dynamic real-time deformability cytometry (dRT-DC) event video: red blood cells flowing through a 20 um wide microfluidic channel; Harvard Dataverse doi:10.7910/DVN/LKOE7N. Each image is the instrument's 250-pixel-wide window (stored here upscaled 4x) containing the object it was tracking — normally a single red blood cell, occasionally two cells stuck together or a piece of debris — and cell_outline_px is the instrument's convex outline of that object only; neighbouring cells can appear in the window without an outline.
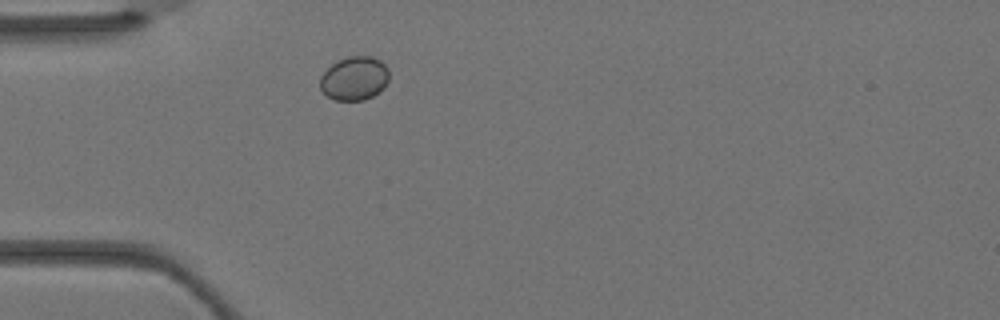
{"species": "Egyptian fruit bat (a non-hibernating species)", "species_latin": "Rousettus aegyptiacus", "temperature_condition": "warm", "stored_images_in_passage": 1, "camera_frame_rate_fps": 3000, "um_per_image_px": 0.085, "animal": {"sex": "female"}, "frame": {"image": 1, "passage_image": 1, "time_ms": 0.0, "image_size_px": [1000, 320], "cell_outline_px": [[388, 80], [384, 88], [380, 92], [364, 100], [336, 100], [328, 96], [320, 88], [320, 76], [332, 64], [348, 56], [372, 56], [380, 60], [388, 68]], "centroid_in_image_um": [30.14, 6.66], "position_along_channel_um": 54.9, "area_um2": 17.57}}